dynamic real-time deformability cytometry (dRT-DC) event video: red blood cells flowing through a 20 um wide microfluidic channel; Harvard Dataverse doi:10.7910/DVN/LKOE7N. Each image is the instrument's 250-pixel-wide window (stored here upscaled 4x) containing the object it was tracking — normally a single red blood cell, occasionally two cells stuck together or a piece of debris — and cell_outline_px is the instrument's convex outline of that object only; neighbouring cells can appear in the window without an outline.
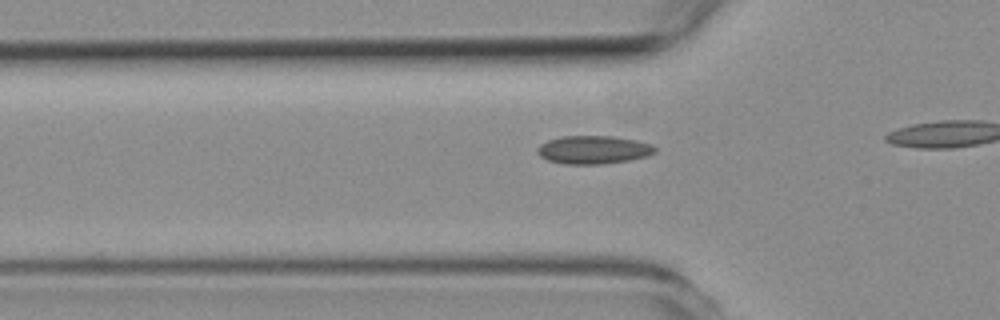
{"species": "common noctule bat (a hibernating species)", "species_latin": "Nyctalus noctula", "temperature_condition": "room temperature", "stored_images_in_passage": 9, "camera_frame_rate_fps": 3000, "um_per_image_px": 0.085, "animal": {"sex": "female", "body_mass_g": 19.3, "forearm_length_mm": 54.1}, "frame": {"image": 1, "passage_image": 3, "time_ms": 0.667, "image_size_px": [1000, 320], "cell_outline_px": [[656, 152], [644, 156], [628, 160], [600, 164], [564, 164], [548, 160], [540, 156], [536, 152], [536, 148], [540, 144], [548, 140], [560, 136], [612, 136], [636, 140], [652, 144], [656, 148]], "centroid_in_image_um": [50.4, 12.72], "position_along_channel_um": 75.4, "area_um2": 19.31}}
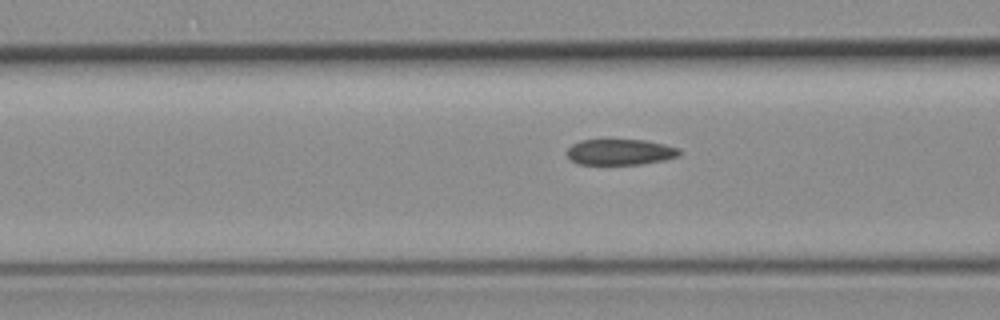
{"frame": {"image": 2, "passage_image": 6, "time_ms": 1.667, "image_size_px": [1000, 320], "cell_outline_px": [[680, 156], [664, 160], [640, 164], [580, 164], [572, 160], [568, 156], [568, 148], [572, 144], [580, 140], [644, 140], [664, 144], [680, 148]], "centroid_in_image_um": [52.75, 12.92], "position_along_channel_um": 113.9, "area_um2": 16.82}}